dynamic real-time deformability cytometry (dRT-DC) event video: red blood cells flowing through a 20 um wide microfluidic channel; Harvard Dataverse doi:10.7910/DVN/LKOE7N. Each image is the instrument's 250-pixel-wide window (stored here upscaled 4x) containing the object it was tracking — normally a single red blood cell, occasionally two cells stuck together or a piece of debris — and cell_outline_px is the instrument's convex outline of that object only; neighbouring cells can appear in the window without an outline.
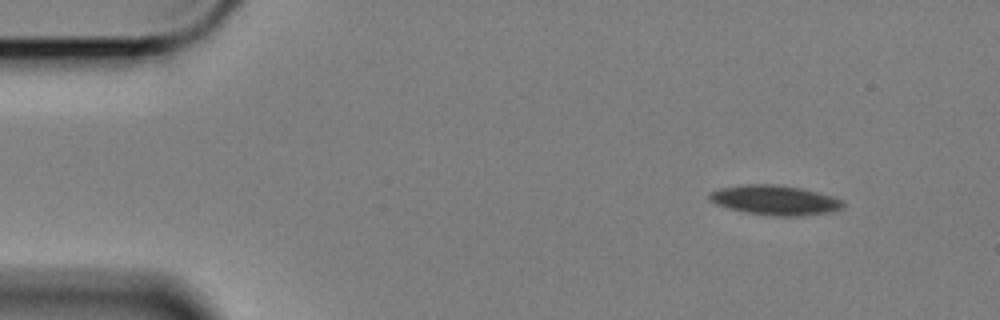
{"species": "Egyptian fruit bat (a non-hibernating species)", "species_latin": "Rousettus aegyptiacus", "temperature_condition": "cold", "stored_images_in_passage": 55, "segment_of_instrument_passage": [1, 2], "camera_frame_rate_fps": 3000, "um_per_image_px": 0.085, "animal": {"sex": "female"}, "frame": {"image": 1, "passage_image": 1, "time_ms": 0.0, "image_size_px": [1000, 320], "cell_outline_px": [[844, 204], [840, 208], [828, 212], [800, 216], [780, 216], [748, 212], [716, 204], [708, 196], [712, 192], [720, 188], [748, 184], [776, 184], [800, 188], [832, 196], [840, 200]], "centroid_in_image_um": [65.88, 17.0], "position_along_channel_um": 19.1, "area_um2": 22.43}}
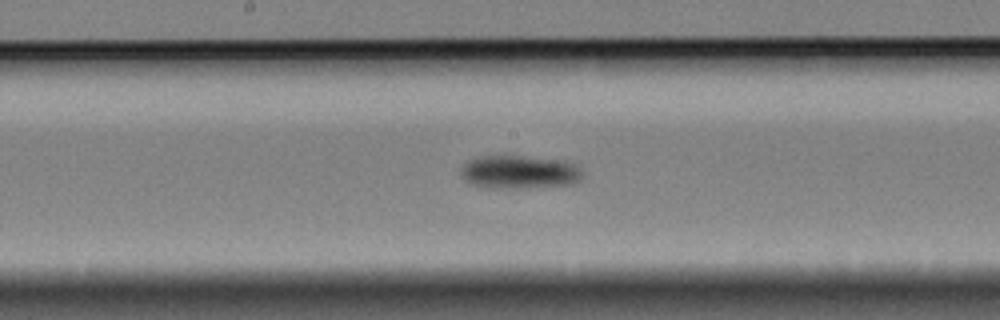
{"frame": {"image": 2, "passage_image": 25, "time_ms": 8.0, "image_size_px": [1000, 320], "cell_outline_px": [[580, 180], [572, 184], [524, 188], [488, 188], [472, 184], [464, 180], [460, 176], [460, 172], [464, 164], [468, 160], [480, 156], [520, 156], [568, 160], [576, 164], [580, 168]], "centroid_in_image_um": [44.13, 14.62], "position_along_channel_um": 204.1, "area_um2": 23.81}}
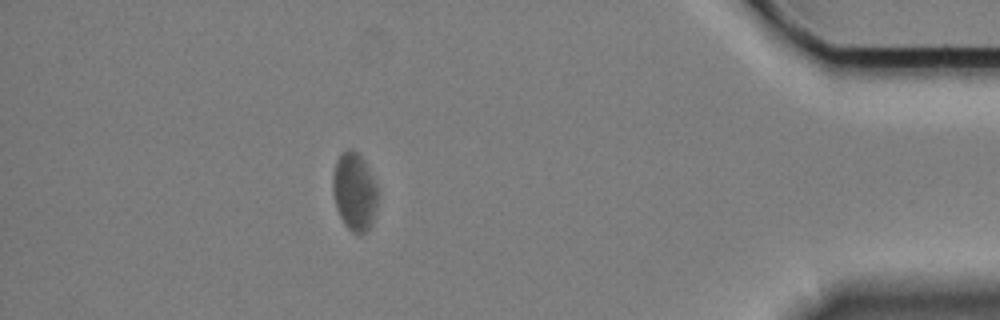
{"frame": {"image": 3, "passage_image": 47, "time_ms": 15.333, "image_size_px": [1000, 320], "cell_outline_px": [[376, 204], [372, 220], [368, 228], [360, 236], [352, 232], [344, 224], [336, 208], [332, 188], [332, 176], [336, 160], [340, 152], [348, 148], [352, 148], [364, 160], [376, 184]], "centroid_in_image_um": [30.08, 16.26], "position_along_channel_um": 405.1, "area_um2": 20.35}}